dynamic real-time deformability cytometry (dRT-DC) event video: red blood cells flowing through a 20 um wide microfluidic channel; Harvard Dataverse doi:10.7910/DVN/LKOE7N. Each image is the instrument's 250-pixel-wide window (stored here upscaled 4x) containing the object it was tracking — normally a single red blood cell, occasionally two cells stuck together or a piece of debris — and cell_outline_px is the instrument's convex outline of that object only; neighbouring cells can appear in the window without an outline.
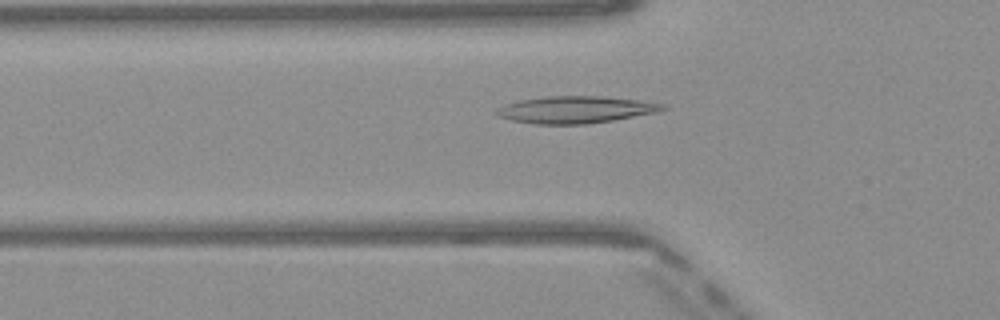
{"species": "Egyptian fruit bat (a non-hibernating species)", "species_latin": "Rousettus aegyptiacus", "temperature_condition": "warm", "stored_images_in_passage": 25, "camera_frame_rate_fps": 3000, "um_per_image_px": 0.085, "frame": {"image": 1, "passage_image": 5, "time_ms": 1.333, "image_size_px": [1000, 320], "cell_outline_px": [[668, 108], [660, 112], [588, 124], [532, 124], [512, 120], [500, 116], [496, 112], [496, 108], [504, 104], [520, 100], [544, 96], [600, 96], [640, 100], [664, 104]], "centroid_in_image_um": [48.95, 9.32], "position_along_channel_um": 76.9, "area_um2": 26.24}}
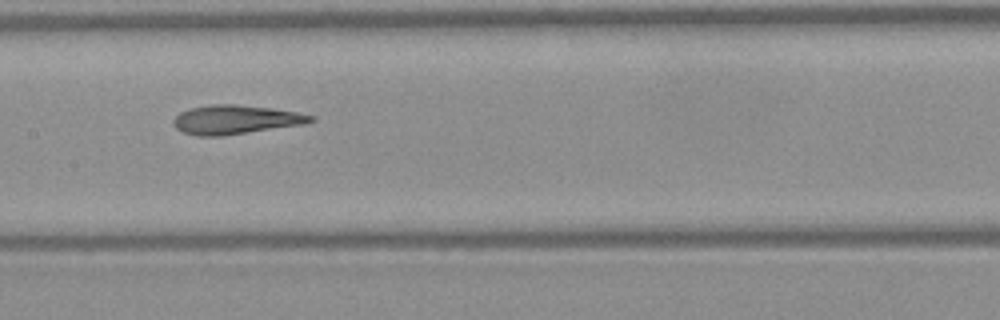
{"frame": {"image": 2, "passage_image": 13, "time_ms": 4.0, "image_size_px": [1000, 320], "cell_outline_px": [[316, 120], [304, 124], [220, 136], [196, 136], [184, 132], [176, 128], [172, 124], [172, 120], [180, 112], [192, 108], [212, 104], [236, 104], [268, 108], [296, 112], [312, 116]], "centroid_in_image_um": [19.97, 10.17], "position_along_channel_um": 187.4, "area_um2": 22.89}}
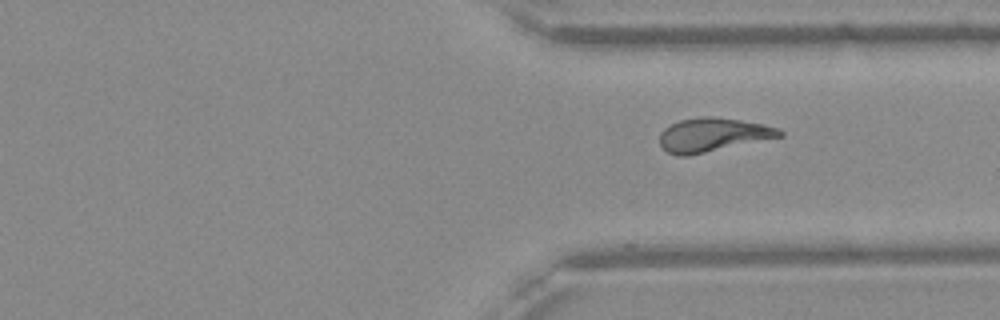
{"frame": {"image": 3, "passage_image": 25, "time_ms": 8.0, "image_size_px": [1000, 320], "cell_outline_px": [[784, 136], [688, 156], [680, 156], [668, 152], [660, 144], [660, 132], [664, 128], [680, 120], [704, 116], [712, 116], [740, 120], [764, 124], [776, 128], [784, 132]], "centroid_in_image_um": [60.6, 11.46], "position_along_channel_um": 350.8, "area_um2": 23.47}}